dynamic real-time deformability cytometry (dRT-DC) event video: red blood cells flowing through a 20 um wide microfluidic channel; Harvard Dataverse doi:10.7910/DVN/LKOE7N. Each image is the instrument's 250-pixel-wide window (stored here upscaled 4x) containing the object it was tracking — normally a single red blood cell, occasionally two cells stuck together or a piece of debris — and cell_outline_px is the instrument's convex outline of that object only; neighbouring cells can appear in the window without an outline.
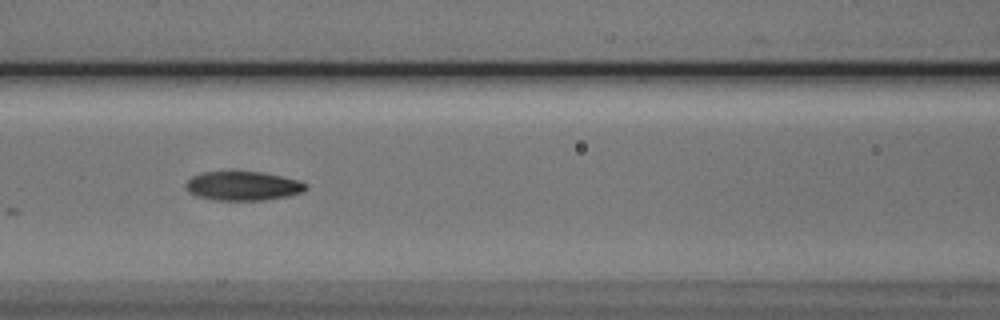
{"species": "Egyptian fruit bat (a non-hibernating species)", "species_latin": "Rousettus aegyptiacus", "temperature_condition": "cold", "stored_images_in_passage": 8, "camera_frame_rate_fps": 3000, "um_per_image_px": 0.085, "animal": {"sex": "male"}, "frame": {"image": 1, "passage_image": 6, "time_ms": 5.667, "image_size_px": [1000, 320], "cell_outline_px": [[308, 188], [304, 192], [288, 196], [264, 200], [216, 200], [196, 196], [188, 192], [184, 184], [192, 176], [204, 172], [260, 172], [300, 180], [308, 184]], "centroid_in_image_um": [20.67, 15.81], "position_along_channel_um": 145.9, "area_um2": 20.4}}
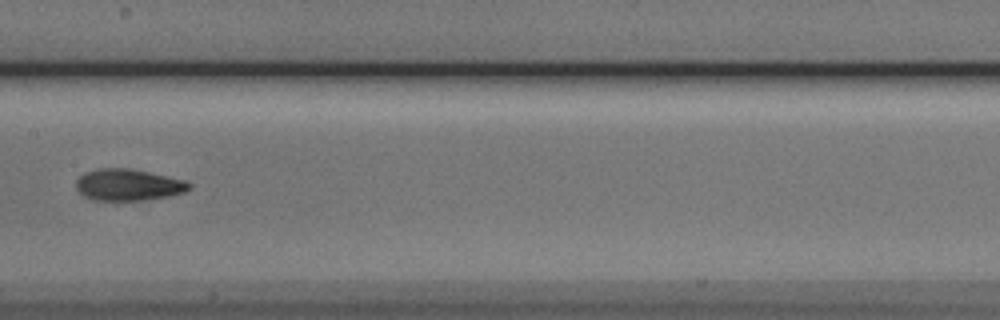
{"frame": {"image": 2, "passage_image": 7, "time_ms": 7.0, "image_size_px": [1000, 320], "cell_outline_px": [[192, 188], [184, 192], [168, 196], [140, 200], [92, 200], [84, 196], [76, 188], [76, 180], [84, 172], [96, 168], [128, 168], [148, 172], [184, 180], [192, 184]], "centroid_in_image_um": [10.87, 15.7], "position_along_channel_um": 196.5, "area_um2": 20.75}}
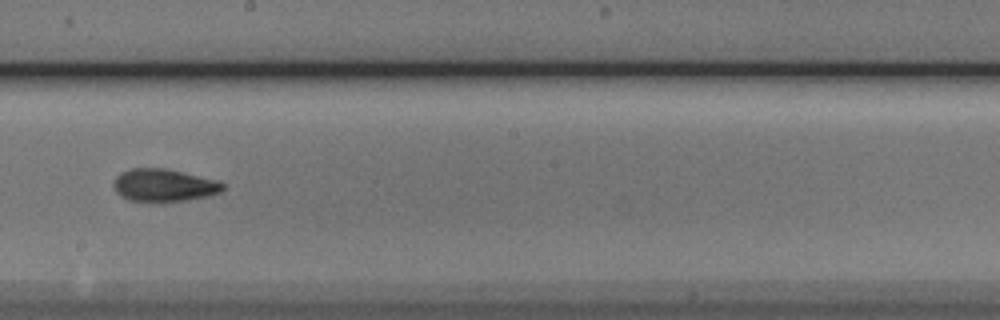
{"frame": {"image": 3, "passage_image": 8, "time_ms": 8.0, "image_size_px": [1000, 320], "cell_outline_px": [[224, 188], [220, 192], [208, 196], [188, 200], [128, 200], [120, 196], [116, 192], [112, 184], [112, 180], [120, 172], [132, 168], [164, 168], [220, 180], [224, 184]], "centroid_in_image_um": [13.92, 15.72], "position_along_channel_um": 234.3, "area_um2": 20.69}}